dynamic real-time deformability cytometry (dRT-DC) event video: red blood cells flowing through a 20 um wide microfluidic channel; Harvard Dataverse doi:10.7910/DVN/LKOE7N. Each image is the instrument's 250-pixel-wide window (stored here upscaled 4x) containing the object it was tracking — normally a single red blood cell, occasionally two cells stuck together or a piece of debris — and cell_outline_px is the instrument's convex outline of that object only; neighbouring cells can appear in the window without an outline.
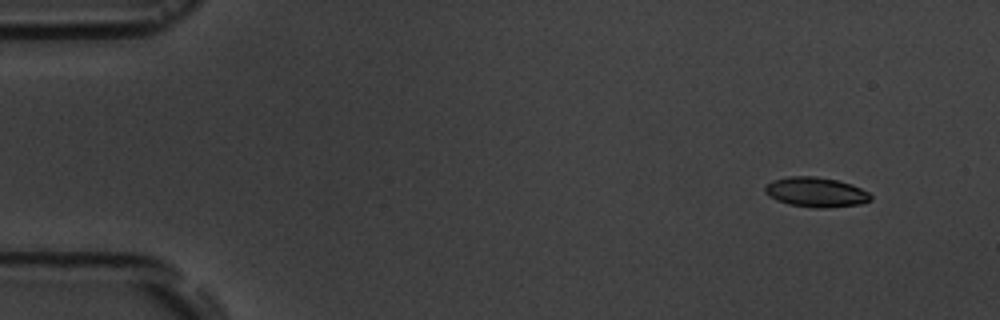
{"species": "common noctule bat (a hibernating species)", "species_latin": "Nyctalus noctula", "temperature_condition": "room temperature", "stored_images_in_passage": 5, "camera_frame_rate_fps": 3000, "um_per_image_px": 0.085, "animal": {"sex": "male", "body_mass_g": 19.5, "forearm_length_mm": 54.6}, "frame": {"image": 1, "passage_image": 1, "time_ms": 0.0, "image_size_px": [1000, 320], "cell_outline_px": [[872, 200], [860, 204], [828, 208], [816, 208], [788, 204], [776, 200], [764, 192], [764, 184], [772, 180], [792, 176], [816, 176], [836, 180], [852, 184], [868, 192], [872, 196]], "centroid_in_image_um": [69.34, 16.33], "position_along_channel_um": 15.7, "area_um2": 18.5}}
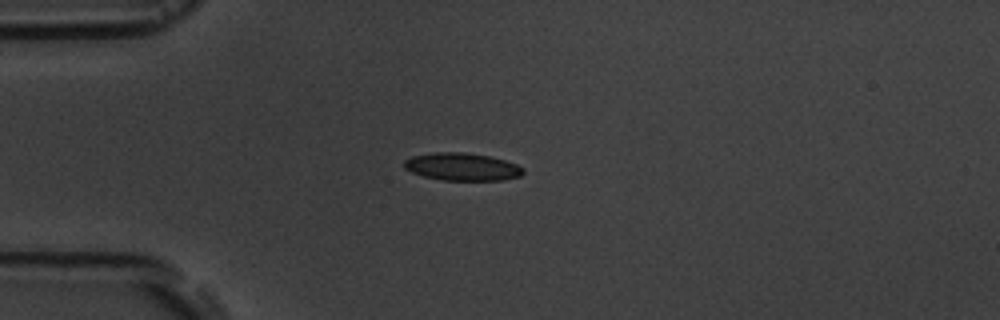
{"frame": {"image": 2, "passage_image": 3, "time_ms": 3.333, "image_size_px": [1000, 320], "cell_outline_px": [[524, 172], [520, 176], [504, 180], [444, 180], [424, 176], [412, 172], [404, 168], [404, 160], [412, 156], [432, 152], [464, 152], [488, 156], [504, 160], [516, 164], [524, 168]], "centroid_in_image_um": [39.28, 14.17], "position_along_channel_um": 45.7, "area_um2": 19.13}}
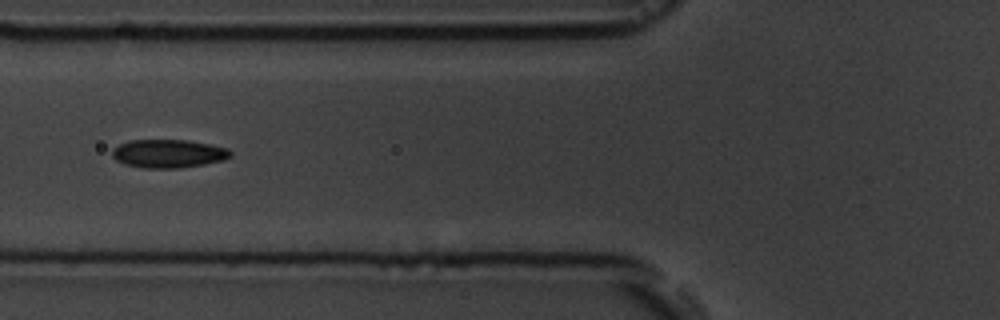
{"frame": {"image": 3, "passage_image": 5, "time_ms": 5.667, "image_size_px": [1000, 320], "cell_outline_px": [[232, 156], [224, 160], [204, 164], [180, 168], [144, 168], [124, 164], [116, 160], [112, 156], [112, 148], [128, 140], [188, 140], [228, 148], [232, 152]], "centroid_in_image_um": [14.31, 13.06], "position_along_channel_um": 111.5, "area_um2": 19.65}}